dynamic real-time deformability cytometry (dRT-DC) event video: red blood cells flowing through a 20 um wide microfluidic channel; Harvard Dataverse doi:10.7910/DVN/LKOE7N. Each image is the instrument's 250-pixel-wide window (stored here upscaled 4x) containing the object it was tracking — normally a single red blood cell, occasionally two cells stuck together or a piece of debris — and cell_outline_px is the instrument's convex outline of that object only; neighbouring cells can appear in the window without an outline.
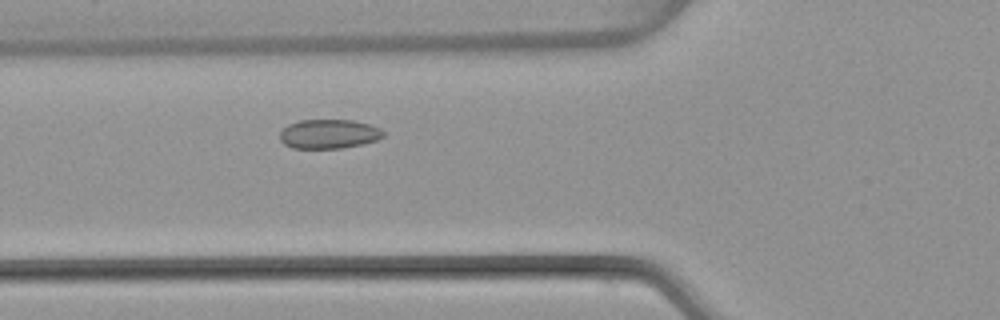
{"species": "common noctule bat (a hibernating species)", "species_latin": "Nyctalus noctula", "temperature_condition": "warm", "stored_images_in_passage": 44, "camera_frame_rate_fps": 3000, "um_per_image_px": 0.085, "animal": {"sex": "female", "body_mass_g": 22.7, "forearm_length_mm": 54.2}, "frame": {"image": 1, "passage_image": 12, "time_ms": 3.667, "image_size_px": [1000, 320], "cell_outline_px": [[384, 136], [376, 140], [364, 144], [340, 148], [292, 148], [284, 144], [280, 140], [280, 132], [288, 124], [300, 120], [352, 120], [368, 124], [380, 128], [384, 132]], "centroid_in_image_um": [27.95, 11.39], "position_along_channel_um": 97.9, "area_um2": 17.63}}
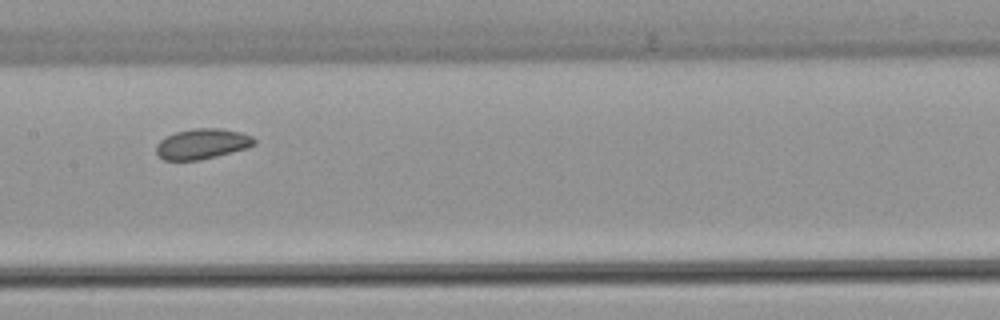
{"frame": {"image": 2, "passage_image": 19, "time_ms": 6.0, "image_size_px": [1000, 320], "cell_outline_px": [[256, 144], [248, 148], [200, 160], [164, 160], [156, 152], [156, 144], [160, 140], [176, 132], [192, 128], [220, 128], [240, 132], [252, 136], [256, 140]], "centroid_in_image_um": [17.21, 12.22], "position_along_channel_um": 190.2, "area_um2": 17.34}}
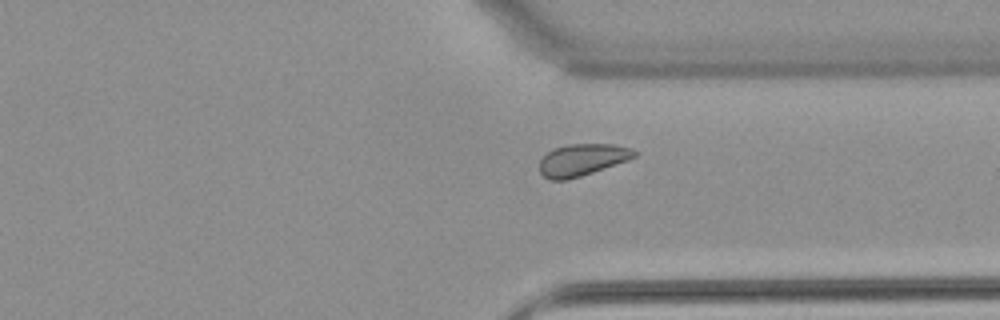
{"frame": {"image": 3, "passage_image": 32, "time_ms": 10.333, "image_size_px": [1000, 320], "cell_outline_px": [[636, 156], [628, 160], [568, 180], [548, 180], [540, 172], [540, 160], [552, 148], [568, 144], [612, 144], [632, 148], [636, 152]], "centroid_in_image_um": [49.46, 13.58], "position_along_channel_um": 361.9, "area_um2": 17.57}, "authors_computed_cell_mechanics": {"area_um2": 17.8602, "velocity_mm_per_s": 3.9517, "shape_relaxation_time_tau1_ms": null, "shape_relaxation_time_tau2_ms": 8.2891, "deformation_change_tau1": null, "deformation_change_tau2": 0.1086}}